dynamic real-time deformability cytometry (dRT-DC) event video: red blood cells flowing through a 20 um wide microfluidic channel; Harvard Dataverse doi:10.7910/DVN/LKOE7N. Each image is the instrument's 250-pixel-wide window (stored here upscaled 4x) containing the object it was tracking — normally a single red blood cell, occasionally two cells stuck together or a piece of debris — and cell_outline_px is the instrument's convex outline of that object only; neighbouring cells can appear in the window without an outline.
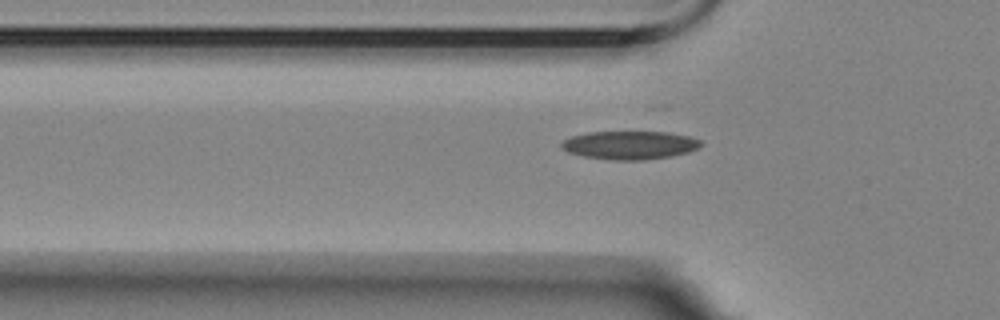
{"species": "Egyptian fruit bat (a non-hibernating species)", "species_latin": "Rousettus aegyptiacus", "temperature_condition": "room temperature", "stored_images_in_passage": 41, "camera_frame_rate_fps": 3000, "um_per_image_px": 0.085, "animal": {"sex": "female"}, "frame": {"image": 1, "passage_image": 6, "time_ms": 1.667, "image_size_px": [1000, 320], "cell_outline_px": [[704, 144], [700, 148], [688, 152], [668, 156], [644, 160], [612, 160], [584, 156], [568, 152], [560, 144], [564, 140], [572, 136], [588, 132], [668, 132], [688, 136], [700, 140]], "centroid_in_image_um": [53.56, 12.33], "position_along_channel_um": 72.2, "area_um2": 22.89}}
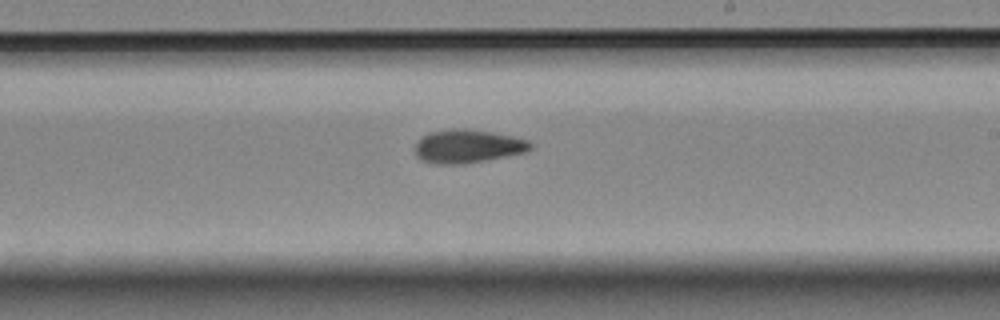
{"frame": {"image": 2, "passage_image": 21, "time_ms": 6.667, "image_size_px": [1000, 320], "cell_outline_px": [[532, 148], [524, 152], [464, 164], [436, 164], [420, 160], [416, 156], [416, 144], [420, 136], [428, 132], [452, 128], [468, 128], [492, 132], [512, 136], [528, 140], [532, 144]], "centroid_in_image_um": [39.7, 12.42], "position_along_channel_um": 249.3, "area_um2": 22.54}}
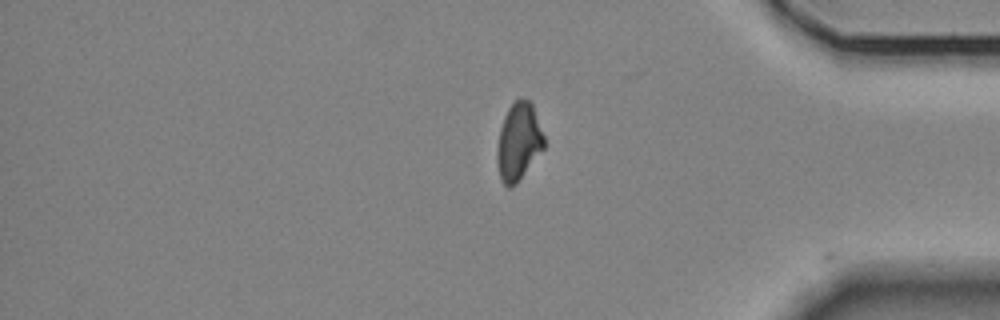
{"frame": {"image": 3, "passage_image": 35, "time_ms": 11.333, "image_size_px": [1000, 320], "cell_outline_px": [[544, 148], [516, 184], [512, 188], [508, 188], [504, 184], [500, 176], [496, 160], [496, 152], [500, 128], [504, 116], [508, 108], [520, 96], [524, 96], [532, 104], [544, 136]], "centroid_in_image_um": [44.07, 12.03], "position_along_channel_um": 391.1, "area_um2": 21.21}, "authors_computed_cell_mechanics": {"area_um2": 21.8484, "velocity_mm_per_s": 3.5175, "shape_relaxation_time_tau1_ms": 8.6117, "shape_relaxation_time_tau2_ms": 5.6548, "deformation_change_tau1": 0.1916, "deformation_change_tau2": 0.116}}